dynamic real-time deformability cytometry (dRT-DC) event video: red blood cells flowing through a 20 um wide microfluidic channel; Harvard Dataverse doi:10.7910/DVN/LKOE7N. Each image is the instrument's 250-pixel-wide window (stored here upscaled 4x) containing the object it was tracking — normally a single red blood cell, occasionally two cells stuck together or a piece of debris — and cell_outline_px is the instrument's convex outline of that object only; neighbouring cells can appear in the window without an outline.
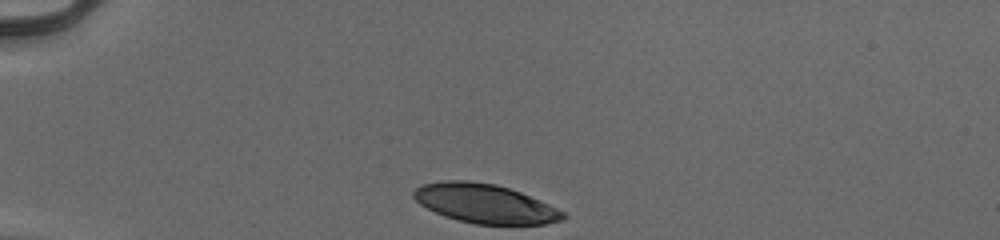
{"species": "human", "species_latin": "Homo sapiens", "temperature_condition": "cold", "stored_images_in_passage": 33, "camera_frame_rate_fps": 3000, "um_per_image_px": 0.085, "donor": {"sex": "male"}, "frame": {"image": 1, "passage_image": 1, "time_ms": 0.0, "image_size_px": [1000, 240], "cell_outline_px": [[568, 216], [564, 220], [544, 224], [476, 224], [444, 216], [420, 204], [412, 196], [412, 192], [420, 184], [444, 180], [468, 180], [496, 184], [520, 192], [540, 200], [564, 212]], "centroid_in_image_um": [41.21, 17.29], "position_along_channel_um": 43.8, "area_um2": 33.99}}
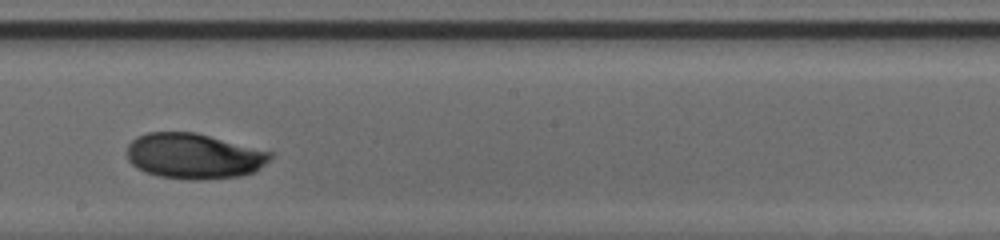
{"frame": {"image": 2, "passage_image": 19, "time_ms": 6.0, "image_size_px": [1000, 240], "cell_outline_px": [[272, 156], [256, 172], [240, 176], [204, 180], [192, 180], [160, 176], [144, 172], [136, 168], [128, 160], [128, 144], [136, 136], [148, 132], [196, 132], [272, 152]], "centroid_in_image_um": [16.47, 13.27], "position_along_channel_um": 231.7, "area_um2": 38.09}}
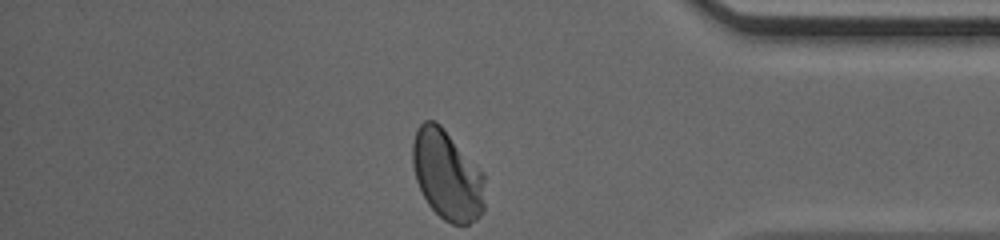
{"frame": {"image": 3, "passage_image": 33, "time_ms": 10.667, "image_size_px": [1000, 240], "cell_outline_px": [[484, 212], [476, 220], [468, 224], [452, 224], [444, 220], [428, 204], [416, 180], [412, 164], [412, 144], [416, 128], [424, 120], [436, 120], [444, 128], [484, 172]], "centroid_in_image_um": [38.01, 14.86], "position_along_channel_um": 397.2, "area_um2": 38.15}, "authors_computed_cell_mechanics": {"area_um2": 37.2232, "velocity_mm_per_s": 3.9312, "shape_relaxation_time_tau1_ms": 3.5722, "shape_relaxation_time_tau2_ms": 1.6258, "deformation_change_tau1": 0.1433, "deformation_change_tau2": 0.0414}}